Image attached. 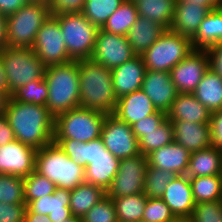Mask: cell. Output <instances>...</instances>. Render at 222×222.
<instances>
[{
    "mask_svg": "<svg viewBox=\"0 0 222 222\" xmlns=\"http://www.w3.org/2000/svg\"><path fill=\"white\" fill-rule=\"evenodd\" d=\"M76 164L85 168V183L101 187L106 192L116 176L120 159L104 145L101 137L89 142L75 139H53Z\"/></svg>",
    "mask_w": 222,
    "mask_h": 222,
    "instance_id": "1",
    "label": "cell"
},
{
    "mask_svg": "<svg viewBox=\"0 0 222 222\" xmlns=\"http://www.w3.org/2000/svg\"><path fill=\"white\" fill-rule=\"evenodd\" d=\"M17 141L39 150L54 139L55 118L46 106L8 98L4 113Z\"/></svg>",
    "mask_w": 222,
    "mask_h": 222,
    "instance_id": "2",
    "label": "cell"
},
{
    "mask_svg": "<svg viewBox=\"0 0 222 222\" xmlns=\"http://www.w3.org/2000/svg\"><path fill=\"white\" fill-rule=\"evenodd\" d=\"M79 81V107L113 114L118 99L110 69L91 59L79 60Z\"/></svg>",
    "mask_w": 222,
    "mask_h": 222,
    "instance_id": "3",
    "label": "cell"
},
{
    "mask_svg": "<svg viewBox=\"0 0 222 222\" xmlns=\"http://www.w3.org/2000/svg\"><path fill=\"white\" fill-rule=\"evenodd\" d=\"M44 79L48 88L46 107L54 118L79 107V60L46 67Z\"/></svg>",
    "mask_w": 222,
    "mask_h": 222,
    "instance_id": "4",
    "label": "cell"
},
{
    "mask_svg": "<svg viewBox=\"0 0 222 222\" xmlns=\"http://www.w3.org/2000/svg\"><path fill=\"white\" fill-rule=\"evenodd\" d=\"M35 171L57 188L73 190L85 182V168L74 163L54 141L37 150Z\"/></svg>",
    "mask_w": 222,
    "mask_h": 222,
    "instance_id": "5",
    "label": "cell"
},
{
    "mask_svg": "<svg viewBox=\"0 0 222 222\" xmlns=\"http://www.w3.org/2000/svg\"><path fill=\"white\" fill-rule=\"evenodd\" d=\"M0 58L8 83V98L19 87L44 78L46 66L31 48L5 46Z\"/></svg>",
    "mask_w": 222,
    "mask_h": 222,
    "instance_id": "6",
    "label": "cell"
},
{
    "mask_svg": "<svg viewBox=\"0 0 222 222\" xmlns=\"http://www.w3.org/2000/svg\"><path fill=\"white\" fill-rule=\"evenodd\" d=\"M50 15L47 3L27 2L18 11L6 16V46L32 48L37 32Z\"/></svg>",
    "mask_w": 222,
    "mask_h": 222,
    "instance_id": "7",
    "label": "cell"
},
{
    "mask_svg": "<svg viewBox=\"0 0 222 222\" xmlns=\"http://www.w3.org/2000/svg\"><path fill=\"white\" fill-rule=\"evenodd\" d=\"M106 113L77 107L58 115L54 123V139L89 142L101 137Z\"/></svg>",
    "mask_w": 222,
    "mask_h": 222,
    "instance_id": "8",
    "label": "cell"
},
{
    "mask_svg": "<svg viewBox=\"0 0 222 222\" xmlns=\"http://www.w3.org/2000/svg\"><path fill=\"white\" fill-rule=\"evenodd\" d=\"M59 22L67 53L72 60L90 59L98 30L82 13L53 15Z\"/></svg>",
    "mask_w": 222,
    "mask_h": 222,
    "instance_id": "9",
    "label": "cell"
},
{
    "mask_svg": "<svg viewBox=\"0 0 222 222\" xmlns=\"http://www.w3.org/2000/svg\"><path fill=\"white\" fill-rule=\"evenodd\" d=\"M193 49L192 40L166 30L143 54L146 70L170 72Z\"/></svg>",
    "mask_w": 222,
    "mask_h": 222,
    "instance_id": "10",
    "label": "cell"
},
{
    "mask_svg": "<svg viewBox=\"0 0 222 222\" xmlns=\"http://www.w3.org/2000/svg\"><path fill=\"white\" fill-rule=\"evenodd\" d=\"M31 49L46 67L72 60L67 53L59 22L53 15L47 18L37 32Z\"/></svg>",
    "mask_w": 222,
    "mask_h": 222,
    "instance_id": "11",
    "label": "cell"
},
{
    "mask_svg": "<svg viewBox=\"0 0 222 222\" xmlns=\"http://www.w3.org/2000/svg\"><path fill=\"white\" fill-rule=\"evenodd\" d=\"M147 168L145 155L121 159L118 172L107 190V196L124 197L143 193Z\"/></svg>",
    "mask_w": 222,
    "mask_h": 222,
    "instance_id": "12",
    "label": "cell"
},
{
    "mask_svg": "<svg viewBox=\"0 0 222 222\" xmlns=\"http://www.w3.org/2000/svg\"><path fill=\"white\" fill-rule=\"evenodd\" d=\"M101 138L105 147L120 160L140 154L138 139L131 125L113 114H106Z\"/></svg>",
    "mask_w": 222,
    "mask_h": 222,
    "instance_id": "13",
    "label": "cell"
},
{
    "mask_svg": "<svg viewBox=\"0 0 222 222\" xmlns=\"http://www.w3.org/2000/svg\"><path fill=\"white\" fill-rule=\"evenodd\" d=\"M135 56L126 36L98 30L91 60L112 70Z\"/></svg>",
    "mask_w": 222,
    "mask_h": 222,
    "instance_id": "14",
    "label": "cell"
},
{
    "mask_svg": "<svg viewBox=\"0 0 222 222\" xmlns=\"http://www.w3.org/2000/svg\"><path fill=\"white\" fill-rule=\"evenodd\" d=\"M210 68L206 50H194L170 70L171 80L178 93H193Z\"/></svg>",
    "mask_w": 222,
    "mask_h": 222,
    "instance_id": "15",
    "label": "cell"
},
{
    "mask_svg": "<svg viewBox=\"0 0 222 222\" xmlns=\"http://www.w3.org/2000/svg\"><path fill=\"white\" fill-rule=\"evenodd\" d=\"M37 150L13 140L0 146V174L25 178L35 170Z\"/></svg>",
    "mask_w": 222,
    "mask_h": 222,
    "instance_id": "16",
    "label": "cell"
},
{
    "mask_svg": "<svg viewBox=\"0 0 222 222\" xmlns=\"http://www.w3.org/2000/svg\"><path fill=\"white\" fill-rule=\"evenodd\" d=\"M143 92L157 110L168 112L179 94L171 80L170 72L146 70L142 83Z\"/></svg>",
    "mask_w": 222,
    "mask_h": 222,
    "instance_id": "17",
    "label": "cell"
},
{
    "mask_svg": "<svg viewBox=\"0 0 222 222\" xmlns=\"http://www.w3.org/2000/svg\"><path fill=\"white\" fill-rule=\"evenodd\" d=\"M111 71L112 84L117 99L142 89L144 74L146 72L142 56L136 55Z\"/></svg>",
    "mask_w": 222,
    "mask_h": 222,
    "instance_id": "18",
    "label": "cell"
},
{
    "mask_svg": "<svg viewBox=\"0 0 222 222\" xmlns=\"http://www.w3.org/2000/svg\"><path fill=\"white\" fill-rule=\"evenodd\" d=\"M191 153L183 146L171 142L158 150L149 153L148 167L171 171L176 175H186Z\"/></svg>",
    "mask_w": 222,
    "mask_h": 222,
    "instance_id": "19",
    "label": "cell"
},
{
    "mask_svg": "<svg viewBox=\"0 0 222 222\" xmlns=\"http://www.w3.org/2000/svg\"><path fill=\"white\" fill-rule=\"evenodd\" d=\"M161 199L174 216H191L195 207L192 188L187 175H177L167 185Z\"/></svg>",
    "mask_w": 222,
    "mask_h": 222,
    "instance_id": "20",
    "label": "cell"
},
{
    "mask_svg": "<svg viewBox=\"0 0 222 222\" xmlns=\"http://www.w3.org/2000/svg\"><path fill=\"white\" fill-rule=\"evenodd\" d=\"M158 110L142 89L124 95L117 100L115 115L129 125L156 113Z\"/></svg>",
    "mask_w": 222,
    "mask_h": 222,
    "instance_id": "21",
    "label": "cell"
},
{
    "mask_svg": "<svg viewBox=\"0 0 222 222\" xmlns=\"http://www.w3.org/2000/svg\"><path fill=\"white\" fill-rule=\"evenodd\" d=\"M174 141L190 153L211 147L210 124L171 121Z\"/></svg>",
    "mask_w": 222,
    "mask_h": 222,
    "instance_id": "22",
    "label": "cell"
},
{
    "mask_svg": "<svg viewBox=\"0 0 222 222\" xmlns=\"http://www.w3.org/2000/svg\"><path fill=\"white\" fill-rule=\"evenodd\" d=\"M70 196L71 190L56 188L53 194L32 200L26 206L33 213L49 215L52 222H61L72 216Z\"/></svg>",
    "mask_w": 222,
    "mask_h": 222,
    "instance_id": "23",
    "label": "cell"
},
{
    "mask_svg": "<svg viewBox=\"0 0 222 222\" xmlns=\"http://www.w3.org/2000/svg\"><path fill=\"white\" fill-rule=\"evenodd\" d=\"M209 11L198 3L176 2L169 30L192 39Z\"/></svg>",
    "mask_w": 222,
    "mask_h": 222,
    "instance_id": "24",
    "label": "cell"
},
{
    "mask_svg": "<svg viewBox=\"0 0 222 222\" xmlns=\"http://www.w3.org/2000/svg\"><path fill=\"white\" fill-rule=\"evenodd\" d=\"M167 118L170 121L210 124L211 112L193 93H179L167 112Z\"/></svg>",
    "mask_w": 222,
    "mask_h": 222,
    "instance_id": "25",
    "label": "cell"
},
{
    "mask_svg": "<svg viewBox=\"0 0 222 222\" xmlns=\"http://www.w3.org/2000/svg\"><path fill=\"white\" fill-rule=\"evenodd\" d=\"M165 31L166 29L160 24L139 15L126 37L133 52L136 55L142 56Z\"/></svg>",
    "mask_w": 222,
    "mask_h": 222,
    "instance_id": "26",
    "label": "cell"
},
{
    "mask_svg": "<svg viewBox=\"0 0 222 222\" xmlns=\"http://www.w3.org/2000/svg\"><path fill=\"white\" fill-rule=\"evenodd\" d=\"M191 40L194 50H207L222 42V6L207 13Z\"/></svg>",
    "mask_w": 222,
    "mask_h": 222,
    "instance_id": "27",
    "label": "cell"
},
{
    "mask_svg": "<svg viewBox=\"0 0 222 222\" xmlns=\"http://www.w3.org/2000/svg\"><path fill=\"white\" fill-rule=\"evenodd\" d=\"M186 175L188 177L222 175V150L211 146L191 153Z\"/></svg>",
    "mask_w": 222,
    "mask_h": 222,
    "instance_id": "28",
    "label": "cell"
},
{
    "mask_svg": "<svg viewBox=\"0 0 222 222\" xmlns=\"http://www.w3.org/2000/svg\"><path fill=\"white\" fill-rule=\"evenodd\" d=\"M193 94L211 113L222 110V77L209 68Z\"/></svg>",
    "mask_w": 222,
    "mask_h": 222,
    "instance_id": "29",
    "label": "cell"
},
{
    "mask_svg": "<svg viewBox=\"0 0 222 222\" xmlns=\"http://www.w3.org/2000/svg\"><path fill=\"white\" fill-rule=\"evenodd\" d=\"M107 196L101 187L83 183L71 190L70 210L73 216L82 218L96 203Z\"/></svg>",
    "mask_w": 222,
    "mask_h": 222,
    "instance_id": "30",
    "label": "cell"
},
{
    "mask_svg": "<svg viewBox=\"0 0 222 222\" xmlns=\"http://www.w3.org/2000/svg\"><path fill=\"white\" fill-rule=\"evenodd\" d=\"M177 0H136L138 15L151 19L169 30Z\"/></svg>",
    "mask_w": 222,
    "mask_h": 222,
    "instance_id": "31",
    "label": "cell"
},
{
    "mask_svg": "<svg viewBox=\"0 0 222 222\" xmlns=\"http://www.w3.org/2000/svg\"><path fill=\"white\" fill-rule=\"evenodd\" d=\"M196 204L222 200V175L189 177Z\"/></svg>",
    "mask_w": 222,
    "mask_h": 222,
    "instance_id": "32",
    "label": "cell"
},
{
    "mask_svg": "<svg viewBox=\"0 0 222 222\" xmlns=\"http://www.w3.org/2000/svg\"><path fill=\"white\" fill-rule=\"evenodd\" d=\"M134 1L125 0L124 3L107 19L101 27L109 33L126 36L138 18Z\"/></svg>",
    "mask_w": 222,
    "mask_h": 222,
    "instance_id": "33",
    "label": "cell"
},
{
    "mask_svg": "<svg viewBox=\"0 0 222 222\" xmlns=\"http://www.w3.org/2000/svg\"><path fill=\"white\" fill-rule=\"evenodd\" d=\"M111 198L115 206L117 222H136L142 220L148 199L144 193Z\"/></svg>",
    "mask_w": 222,
    "mask_h": 222,
    "instance_id": "34",
    "label": "cell"
},
{
    "mask_svg": "<svg viewBox=\"0 0 222 222\" xmlns=\"http://www.w3.org/2000/svg\"><path fill=\"white\" fill-rule=\"evenodd\" d=\"M172 122L167 118L157 130L144 132L138 139L140 154L147 156L149 153L170 144L174 141Z\"/></svg>",
    "mask_w": 222,
    "mask_h": 222,
    "instance_id": "35",
    "label": "cell"
},
{
    "mask_svg": "<svg viewBox=\"0 0 222 222\" xmlns=\"http://www.w3.org/2000/svg\"><path fill=\"white\" fill-rule=\"evenodd\" d=\"M125 0H86L82 14L101 28Z\"/></svg>",
    "mask_w": 222,
    "mask_h": 222,
    "instance_id": "36",
    "label": "cell"
},
{
    "mask_svg": "<svg viewBox=\"0 0 222 222\" xmlns=\"http://www.w3.org/2000/svg\"><path fill=\"white\" fill-rule=\"evenodd\" d=\"M13 100L46 106L48 101V88L44 78L31 81L15 90L11 96Z\"/></svg>",
    "mask_w": 222,
    "mask_h": 222,
    "instance_id": "37",
    "label": "cell"
},
{
    "mask_svg": "<svg viewBox=\"0 0 222 222\" xmlns=\"http://www.w3.org/2000/svg\"><path fill=\"white\" fill-rule=\"evenodd\" d=\"M177 175L171 171L148 167L145 176L143 193L148 198H161L167 185Z\"/></svg>",
    "mask_w": 222,
    "mask_h": 222,
    "instance_id": "38",
    "label": "cell"
},
{
    "mask_svg": "<svg viewBox=\"0 0 222 222\" xmlns=\"http://www.w3.org/2000/svg\"><path fill=\"white\" fill-rule=\"evenodd\" d=\"M23 182L26 205L32 200L53 194L57 188L53 182L35 170L23 178Z\"/></svg>",
    "mask_w": 222,
    "mask_h": 222,
    "instance_id": "39",
    "label": "cell"
},
{
    "mask_svg": "<svg viewBox=\"0 0 222 222\" xmlns=\"http://www.w3.org/2000/svg\"><path fill=\"white\" fill-rule=\"evenodd\" d=\"M0 202L8 204L26 203L22 177L0 174Z\"/></svg>",
    "mask_w": 222,
    "mask_h": 222,
    "instance_id": "40",
    "label": "cell"
},
{
    "mask_svg": "<svg viewBox=\"0 0 222 222\" xmlns=\"http://www.w3.org/2000/svg\"><path fill=\"white\" fill-rule=\"evenodd\" d=\"M80 219L81 222H117L112 198L106 196Z\"/></svg>",
    "mask_w": 222,
    "mask_h": 222,
    "instance_id": "41",
    "label": "cell"
},
{
    "mask_svg": "<svg viewBox=\"0 0 222 222\" xmlns=\"http://www.w3.org/2000/svg\"><path fill=\"white\" fill-rule=\"evenodd\" d=\"M174 215L161 198H148L142 220L146 222H169Z\"/></svg>",
    "mask_w": 222,
    "mask_h": 222,
    "instance_id": "42",
    "label": "cell"
},
{
    "mask_svg": "<svg viewBox=\"0 0 222 222\" xmlns=\"http://www.w3.org/2000/svg\"><path fill=\"white\" fill-rule=\"evenodd\" d=\"M193 222H222V200L195 204Z\"/></svg>",
    "mask_w": 222,
    "mask_h": 222,
    "instance_id": "43",
    "label": "cell"
},
{
    "mask_svg": "<svg viewBox=\"0 0 222 222\" xmlns=\"http://www.w3.org/2000/svg\"><path fill=\"white\" fill-rule=\"evenodd\" d=\"M167 119V113L163 111H157L140 121L131 125L134 135L139 139L144 136V132H151L157 130V128Z\"/></svg>",
    "mask_w": 222,
    "mask_h": 222,
    "instance_id": "44",
    "label": "cell"
},
{
    "mask_svg": "<svg viewBox=\"0 0 222 222\" xmlns=\"http://www.w3.org/2000/svg\"><path fill=\"white\" fill-rule=\"evenodd\" d=\"M86 0H48L51 15L82 13Z\"/></svg>",
    "mask_w": 222,
    "mask_h": 222,
    "instance_id": "45",
    "label": "cell"
},
{
    "mask_svg": "<svg viewBox=\"0 0 222 222\" xmlns=\"http://www.w3.org/2000/svg\"><path fill=\"white\" fill-rule=\"evenodd\" d=\"M26 203L0 202V222H25Z\"/></svg>",
    "mask_w": 222,
    "mask_h": 222,
    "instance_id": "46",
    "label": "cell"
},
{
    "mask_svg": "<svg viewBox=\"0 0 222 222\" xmlns=\"http://www.w3.org/2000/svg\"><path fill=\"white\" fill-rule=\"evenodd\" d=\"M211 145L222 150V110L211 113Z\"/></svg>",
    "mask_w": 222,
    "mask_h": 222,
    "instance_id": "47",
    "label": "cell"
},
{
    "mask_svg": "<svg viewBox=\"0 0 222 222\" xmlns=\"http://www.w3.org/2000/svg\"><path fill=\"white\" fill-rule=\"evenodd\" d=\"M210 60V68L222 77V42L206 50Z\"/></svg>",
    "mask_w": 222,
    "mask_h": 222,
    "instance_id": "48",
    "label": "cell"
},
{
    "mask_svg": "<svg viewBox=\"0 0 222 222\" xmlns=\"http://www.w3.org/2000/svg\"><path fill=\"white\" fill-rule=\"evenodd\" d=\"M16 140L14 131L5 116H0V146Z\"/></svg>",
    "mask_w": 222,
    "mask_h": 222,
    "instance_id": "49",
    "label": "cell"
},
{
    "mask_svg": "<svg viewBox=\"0 0 222 222\" xmlns=\"http://www.w3.org/2000/svg\"><path fill=\"white\" fill-rule=\"evenodd\" d=\"M26 3L25 0H0V14L4 16L11 15Z\"/></svg>",
    "mask_w": 222,
    "mask_h": 222,
    "instance_id": "50",
    "label": "cell"
},
{
    "mask_svg": "<svg viewBox=\"0 0 222 222\" xmlns=\"http://www.w3.org/2000/svg\"><path fill=\"white\" fill-rule=\"evenodd\" d=\"M176 2L198 3L201 6L207 7L209 10H214L222 6V0H177Z\"/></svg>",
    "mask_w": 222,
    "mask_h": 222,
    "instance_id": "51",
    "label": "cell"
},
{
    "mask_svg": "<svg viewBox=\"0 0 222 222\" xmlns=\"http://www.w3.org/2000/svg\"><path fill=\"white\" fill-rule=\"evenodd\" d=\"M25 222H52V221L49 219V215L33 213L27 208L25 213Z\"/></svg>",
    "mask_w": 222,
    "mask_h": 222,
    "instance_id": "52",
    "label": "cell"
},
{
    "mask_svg": "<svg viewBox=\"0 0 222 222\" xmlns=\"http://www.w3.org/2000/svg\"><path fill=\"white\" fill-rule=\"evenodd\" d=\"M7 19L0 14V51L6 46Z\"/></svg>",
    "mask_w": 222,
    "mask_h": 222,
    "instance_id": "53",
    "label": "cell"
},
{
    "mask_svg": "<svg viewBox=\"0 0 222 222\" xmlns=\"http://www.w3.org/2000/svg\"><path fill=\"white\" fill-rule=\"evenodd\" d=\"M0 92H3L8 97V83L4 73L3 63L0 58Z\"/></svg>",
    "mask_w": 222,
    "mask_h": 222,
    "instance_id": "54",
    "label": "cell"
},
{
    "mask_svg": "<svg viewBox=\"0 0 222 222\" xmlns=\"http://www.w3.org/2000/svg\"><path fill=\"white\" fill-rule=\"evenodd\" d=\"M7 100L8 97L3 92H0V116H3L5 113Z\"/></svg>",
    "mask_w": 222,
    "mask_h": 222,
    "instance_id": "55",
    "label": "cell"
},
{
    "mask_svg": "<svg viewBox=\"0 0 222 222\" xmlns=\"http://www.w3.org/2000/svg\"><path fill=\"white\" fill-rule=\"evenodd\" d=\"M169 222H193L191 216H174Z\"/></svg>",
    "mask_w": 222,
    "mask_h": 222,
    "instance_id": "56",
    "label": "cell"
},
{
    "mask_svg": "<svg viewBox=\"0 0 222 222\" xmlns=\"http://www.w3.org/2000/svg\"><path fill=\"white\" fill-rule=\"evenodd\" d=\"M61 222H81V219L72 215L70 218L65 219Z\"/></svg>",
    "mask_w": 222,
    "mask_h": 222,
    "instance_id": "57",
    "label": "cell"
},
{
    "mask_svg": "<svg viewBox=\"0 0 222 222\" xmlns=\"http://www.w3.org/2000/svg\"><path fill=\"white\" fill-rule=\"evenodd\" d=\"M25 1L33 3H48V0H25Z\"/></svg>",
    "mask_w": 222,
    "mask_h": 222,
    "instance_id": "58",
    "label": "cell"
}]
</instances>
